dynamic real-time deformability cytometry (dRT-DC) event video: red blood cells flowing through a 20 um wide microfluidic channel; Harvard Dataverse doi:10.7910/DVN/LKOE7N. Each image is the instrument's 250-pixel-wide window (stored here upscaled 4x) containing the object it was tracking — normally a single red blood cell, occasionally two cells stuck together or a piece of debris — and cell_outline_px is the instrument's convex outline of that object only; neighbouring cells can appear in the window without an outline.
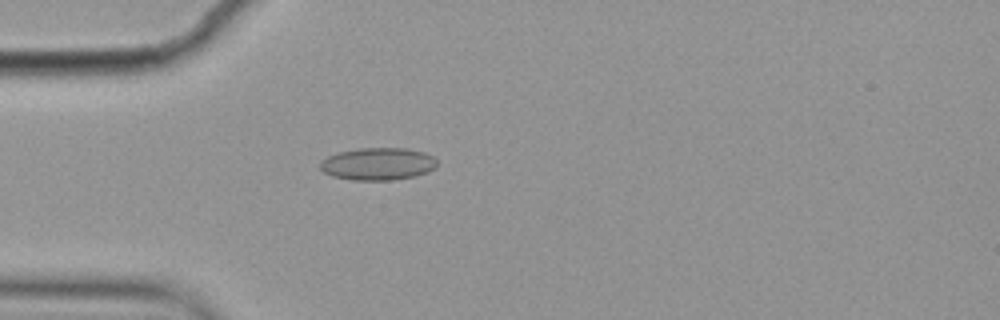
{"species": "common noctule bat (a hibernating species)", "species_latin": "Nyctalus noctula", "temperature_condition": "cold", "stored_images_in_passage": 2, "camera_frame_rate_fps": 3000, "um_per_image_px": 0.085, "animal": {"sex": "female", "body_mass_g": 19.9}, "frame": {"image": 1, "passage_image": 2, "time_ms": 0.333, "image_size_px": [1000, 320], "cell_outline_px": [[436, 168], [428, 172], [416, 176], [392, 180], [352, 180], [332, 176], [324, 172], [320, 168], [320, 164], [328, 156], [340, 152], [360, 148], [408, 148], [424, 152], [432, 156], [436, 160]], "centroid_in_image_um": [32.16, 13.94], "position_along_channel_um": 52.8, "area_um2": 22.08}}